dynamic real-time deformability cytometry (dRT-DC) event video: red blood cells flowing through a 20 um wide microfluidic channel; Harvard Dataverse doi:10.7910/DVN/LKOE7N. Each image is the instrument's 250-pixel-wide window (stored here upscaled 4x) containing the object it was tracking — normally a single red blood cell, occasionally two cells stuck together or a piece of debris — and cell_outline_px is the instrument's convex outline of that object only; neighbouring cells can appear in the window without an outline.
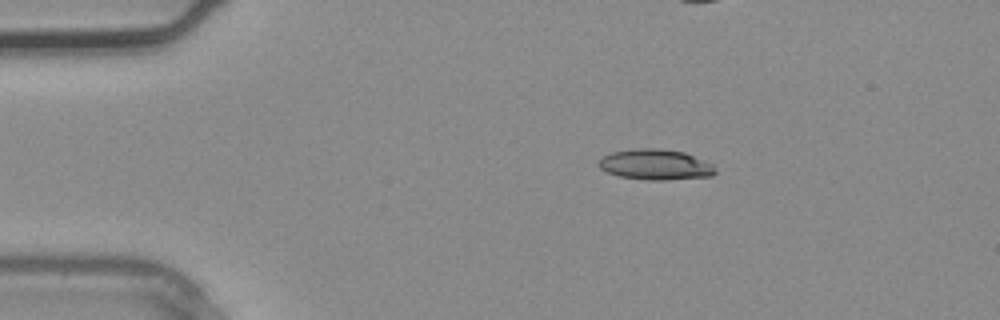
{"species": "common noctule bat (a hibernating species)", "species_latin": "Nyctalus noctula", "temperature_condition": "warm", "stored_images_in_passage": 3, "camera_frame_rate_fps": 3000, "um_per_image_px": 0.085, "animal": {"sex": "male", "body_mass_g": 20.4}, "frame": {"image": 1, "passage_image": 1, "time_ms": 0.0, "image_size_px": [1000, 320], "cell_outline_px": [[716, 172], [712, 176], [664, 180], [644, 180], [620, 176], [608, 172], [600, 168], [596, 164], [604, 156], [612, 152], [636, 148], [660, 148], [684, 152], [704, 160], [712, 164]], "centroid_in_image_um": [55.71, 13.99], "position_along_channel_um": 29.3, "area_um2": 20.75}}
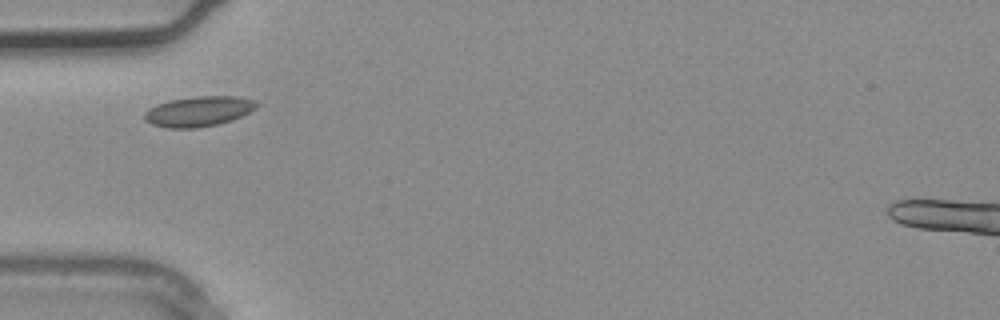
{"frame": {"image": 2, "passage_image": 3, "time_ms": 0.667, "image_size_px": [1000, 320], "cell_outline_px": [[260, 104], [256, 108], [232, 120], [216, 124], [196, 128], [168, 128], [152, 124], [144, 120], [144, 112], [148, 108], [156, 104], [168, 100], [196, 96], [236, 96], [252, 100]], "centroid_in_image_um": [16.84, 9.46], "position_along_channel_um": 68.2, "area_um2": 19.71}}